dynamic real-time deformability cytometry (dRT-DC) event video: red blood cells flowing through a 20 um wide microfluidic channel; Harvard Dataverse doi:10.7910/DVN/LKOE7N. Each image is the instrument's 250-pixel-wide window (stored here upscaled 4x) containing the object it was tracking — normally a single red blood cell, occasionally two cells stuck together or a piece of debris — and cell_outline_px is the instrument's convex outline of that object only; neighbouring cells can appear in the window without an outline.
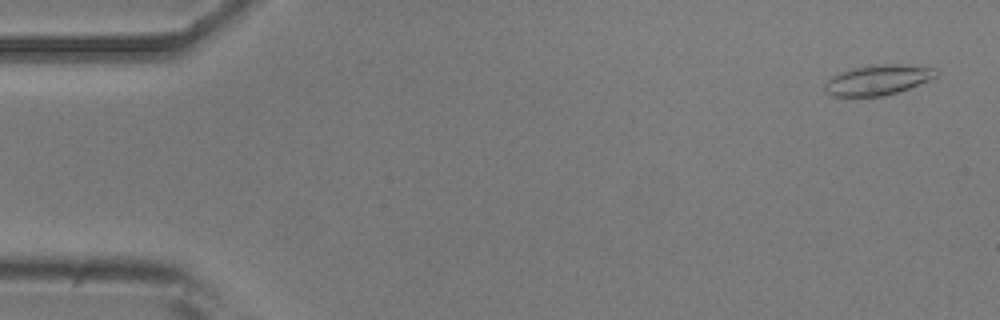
{"species": "common noctule bat (a hibernating species)", "species_latin": "Nyctalus noctula", "temperature_condition": "room temperature", "stored_images_in_passage": 5, "camera_frame_rate_fps": 3000, "um_per_image_px": 0.085, "animal": {"sex": "male", "body_mass_g": 20.5, "forearm_length_mm": 52.5}, "frame": {"image": 1, "passage_image": 1, "time_ms": 0.0, "image_size_px": [1000, 320], "cell_outline_px": [[940, 72], [936, 76], [928, 80], [908, 88], [896, 92], [880, 96], [832, 96], [824, 88], [824, 84], [832, 76], [840, 72], [872, 64], [900, 64], [936, 68]], "centroid_in_image_um": [74.63, 6.78], "position_along_channel_um": 10.4, "area_um2": 19.31}}